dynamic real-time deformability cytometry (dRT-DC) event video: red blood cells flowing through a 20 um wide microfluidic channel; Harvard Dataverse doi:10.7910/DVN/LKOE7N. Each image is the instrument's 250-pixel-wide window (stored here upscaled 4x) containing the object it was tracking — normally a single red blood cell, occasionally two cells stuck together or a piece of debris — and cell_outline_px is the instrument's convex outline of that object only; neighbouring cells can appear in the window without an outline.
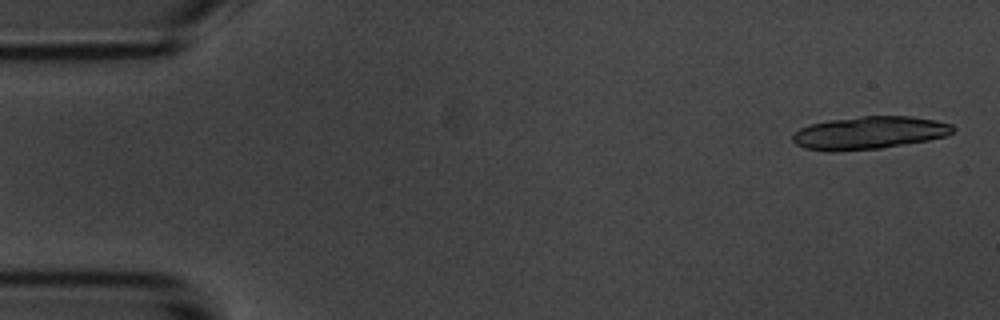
{"species": "common noctule bat (a hibernating species)", "species_latin": "Nyctalus noctula", "temperature_condition": "room temperature", "stored_images_in_passage": 5, "camera_frame_rate_fps": 3000, "um_per_image_px": 0.085, "animal": {"sex": "male", "body_mass_g": 20.1, "forearm_length_mm": 53.5}, "frame": {"image": 1, "passage_image": 1, "time_ms": 0.0, "image_size_px": [1000, 320], "cell_outline_px": [[956, 128], [948, 136], [928, 140], [880, 148], [836, 152], [828, 152], [804, 148], [796, 144], [792, 140], [792, 136], [800, 128], [812, 124], [828, 120], [860, 116], [912, 116], [936, 120], [952, 124]], "centroid_in_image_um": [73.89, 11.29], "position_along_channel_um": 11.1, "area_um2": 30.81}}